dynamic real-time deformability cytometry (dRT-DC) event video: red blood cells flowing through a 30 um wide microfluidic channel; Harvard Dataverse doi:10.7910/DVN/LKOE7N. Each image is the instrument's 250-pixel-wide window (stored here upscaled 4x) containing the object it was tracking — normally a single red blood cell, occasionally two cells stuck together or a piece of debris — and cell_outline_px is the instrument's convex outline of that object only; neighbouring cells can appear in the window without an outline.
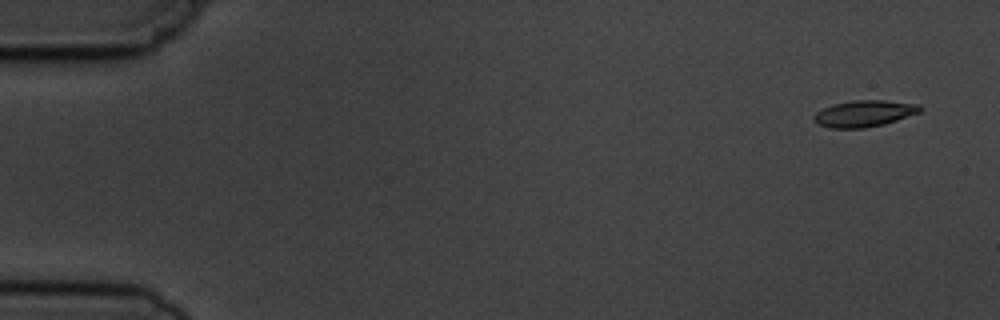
{"species": "common noctule bat (a hibernating species)", "species_latin": "Nyctalus noctula", "temperature_condition": "cold", "stored_images_in_passage": 5, "camera_frame_rate_fps": 3000, "um_per_image_px": 0.085, "animal": {"sex": "male", "body_mass_g": 19.5, "forearm_length_mm": 54.6}, "frame": {"image": 1, "passage_image": 1, "time_ms": 0.0, "image_size_px": [1000, 320], "cell_outline_px": [[924, 108], [920, 112], [884, 124], [864, 128], [832, 128], [820, 124], [812, 120], [812, 116], [816, 112], [832, 104], [852, 100], [884, 100], [920, 104]], "centroid_in_image_um": [73.47, 9.64], "position_along_channel_um": 11.5, "area_um2": 16.42}}
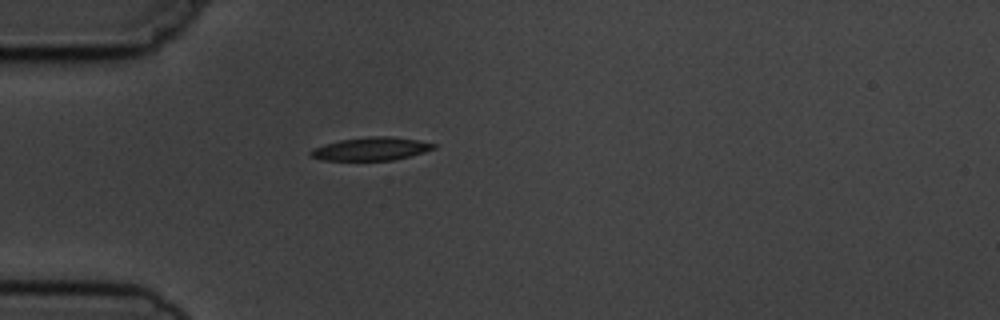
{"frame": {"image": 2, "passage_image": 5, "time_ms": 4.333, "image_size_px": [1000, 320], "cell_outline_px": [[436, 148], [424, 152], [392, 160], [324, 160], [312, 156], [308, 152], [312, 148], [324, 144], [340, 140], [368, 136], [392, 136], [420, 140], [436, 144]], "centroid_in_image_um": [31.55, 12.64], "position_along_channel_um": 53.4, "area_um2": 16.59}}